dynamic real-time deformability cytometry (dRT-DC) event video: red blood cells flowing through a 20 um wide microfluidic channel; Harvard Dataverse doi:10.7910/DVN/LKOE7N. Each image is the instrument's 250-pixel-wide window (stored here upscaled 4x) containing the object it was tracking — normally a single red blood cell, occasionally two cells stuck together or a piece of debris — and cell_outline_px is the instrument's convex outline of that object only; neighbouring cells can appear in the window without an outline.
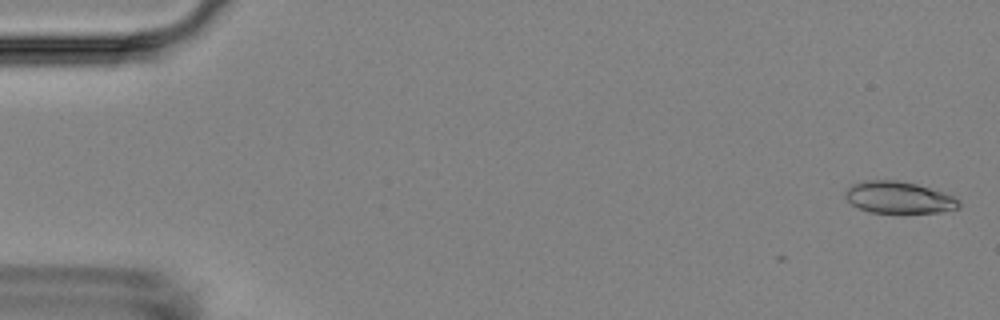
{"species": "Egyptian fruit bat (a non-hibernating species)", "species_latin": "Rousettus aegyptiacus", "temperature_condition": "room temperature", "stored_images_in_passage": 5, "camera_frame_rate_fps": 3000, "um_per_image_px": 0.085, "animal": {"sex": "female"}, "frame": {"image": 1, "passage_image": 1, "time_ms": 0.0, "image_size_px": [1000, 320], "cell_outline_px": [[960, 204], [956, 208], [940, 212], [872, 212], [860, 208], [852, 204], [844, 196], [844, 192], [852, 184], [864, 180], [900, 180], [916, 184], [952, 196], [960, 200]], "centroid_in_image_um": [76.35, 16.77], "position_along_channel_um": 8.7, "area_um2": 20.69}}
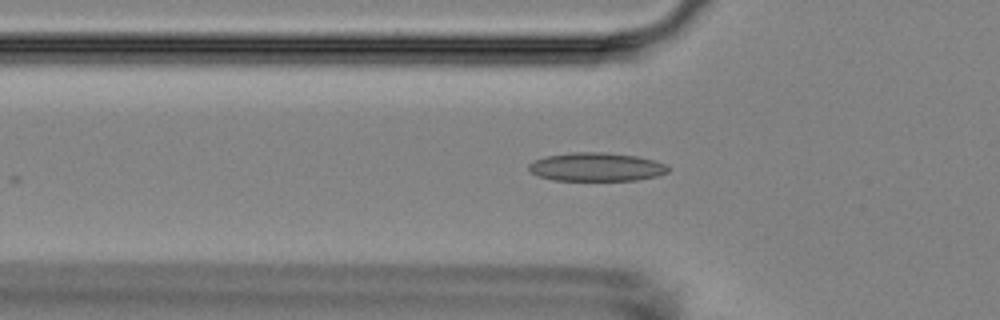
{"frame": {"image": 2, "passage_image": 5, "time_ms": 5.667, "image_size_px": [1000, 320], "cell_outline_px": [[668, 172], [656, 176], [636, 180], [552, 180], [536, 176], [528, 168], [528, 164], [532, 160], [544, 156], [572, 152], [604, 152], [636, 156], [656, 160], [664, 164], [668, 168]], "centroid_in_image_um": [50.63, 14.18], "position_along_channel_um": 75.2, "area_um2": 23.29}}